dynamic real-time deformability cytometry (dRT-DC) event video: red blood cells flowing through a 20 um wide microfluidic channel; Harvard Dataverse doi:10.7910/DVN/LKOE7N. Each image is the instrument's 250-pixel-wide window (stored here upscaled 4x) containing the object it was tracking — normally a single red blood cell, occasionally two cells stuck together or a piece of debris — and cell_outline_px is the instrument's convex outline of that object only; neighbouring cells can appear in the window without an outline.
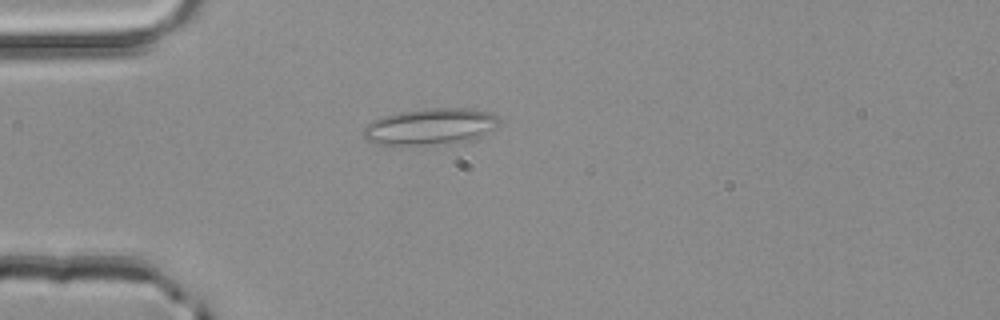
{"species": "common noctule bat (a hibernating species)", "species_latin": "Nyctalus noctula", "temperature_condition": "room temperature", "stored_images_in_passage": 38, "camera_frame_rate_fps": 3000, "um_per_image_px": 0.085, "animal": {"sex": "male", "body_mass_g": 20.4}, "frame": {"image": 1, "passage_image": 1, "time_ms": 0.0, "image_size_px": [1000, 320], "cell_outline_px": [[500, 120], [496, 128], [472, 140], [448, 144], [380, 144], [368, 140], [360, 132], [372, 120], [384, 116], [400, 112], [424, 108], [468, 108], [488, 112], [496, 116]], "centroid_in_image_um": [36.6, 10.75], "position_along_channel_um": 48.4, "area_um2": 28.73}}
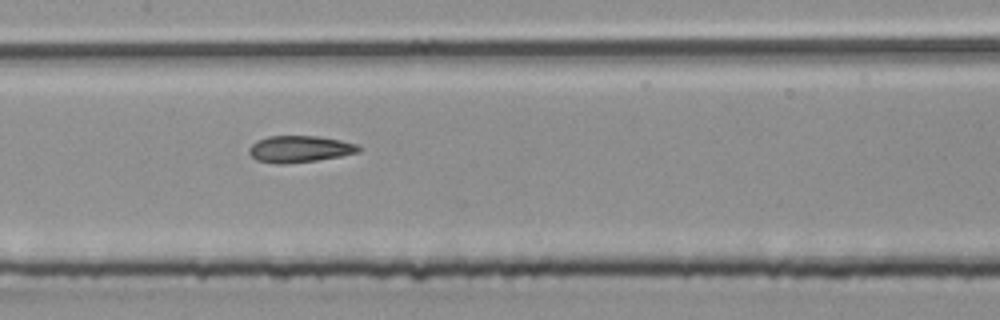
{"frame": {"image": 2, "passage_image": 12, "time_ms": 3.667, "image_size_px": [1000, 320], "cell_outline_px": [[360, 152], [340, 156], [316, 160], [284, 164], [276, 164], [256, 160], [248, 152], [248, 148], [256, 140], [268, 136], [316, 136], [340, 140], [356, 144], [360, 148]], "centroid_in_image_um": [25.43, 12.66], "position_along_channel_um": 182.0, "area_um2": 16.99}}
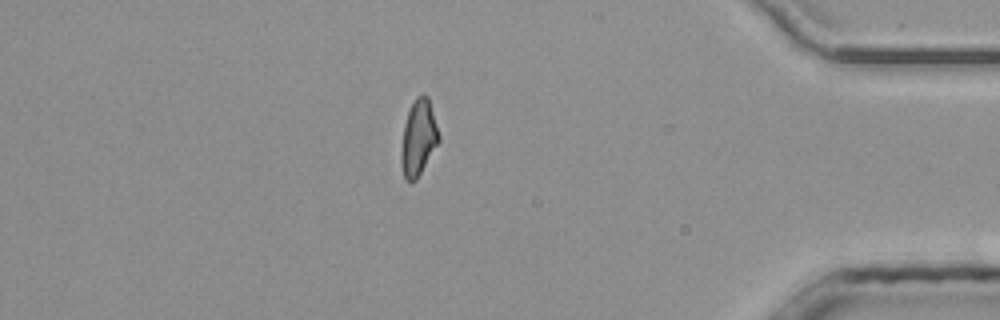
{"frame": {"image": 3, "passage_image": 31, "time_ms": 10.0, "image_size_px": [1000, 320], "cell_outline_px": [[440, 140], [416, 180], [404, 180], [400, 160], [400, 156], [404, 124], [408, 112], [416, 96], [428, 96], [440, 136]], "centroid_in_image_um": [35.56, 11.73], "position_along_channel_um": 399.6, "area_um2": 16.42}, "authors_computed_cell_mechanics": {"area_um2": 16.7909, "velocity_mm_per_s": 4.0549, "shape_relaxation_time_tau1_ms": null, "shape_relaxation_time_tau2_ms": 2.5906, "deformation_change_tau1": null, "deformation_change_tau2": 0.1047}}